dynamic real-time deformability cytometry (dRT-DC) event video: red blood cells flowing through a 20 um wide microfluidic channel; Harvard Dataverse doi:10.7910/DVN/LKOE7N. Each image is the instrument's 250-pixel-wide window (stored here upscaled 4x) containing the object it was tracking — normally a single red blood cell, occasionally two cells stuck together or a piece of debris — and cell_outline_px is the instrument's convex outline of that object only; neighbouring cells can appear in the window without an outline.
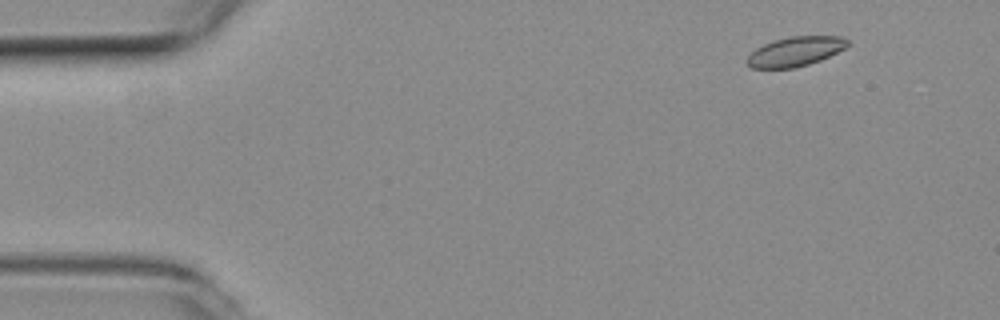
{"species": "common noctule bat (a hibernating species)", "species_latin": "Nyctalus noctula", "temperature_condition": "room temperature", "stored_images_in_passage": 3, "camera_frame_rate_fps": 3000, "um_per_image_px": 0.085, "animal": {"sex": "female", "body_mass_g": 19.3, "forearm_length_mm": 54.1}, "frame": {"image": 1, "passage_image": 1, "time_ms": 0.0, "image_size_px": [1000, 320], "cell_outline_px": [[848, 44], [844, 48], [820, 60], [808, 64], [792, 68], [752, 68], [748, 64], [748, 56], [756, 48], [772, 40], [792, 36], [840, 36], [848, 40]], "centroid_in_image_um": [67.59, 4.37], "position_along_channel_um": 17.4, "area_um2": 16.99}}